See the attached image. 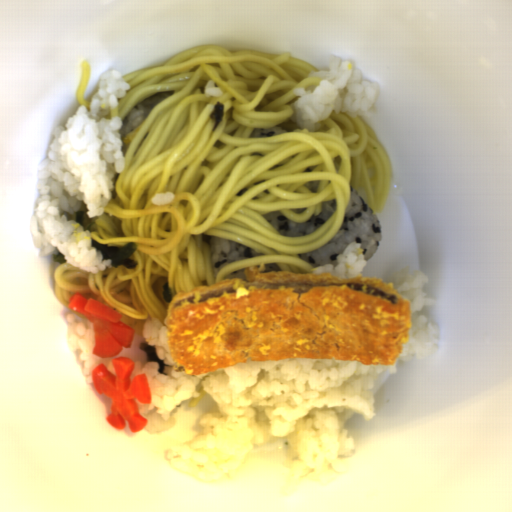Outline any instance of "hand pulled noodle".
I'll list each match as a JSON object with an SVG mask.
<instances>
[{"label":"hand pulled noodle","mask_w":512,"mask_h":512,"mask_svg":"<svg viewBox=\"0 0 512 512\" xmlns=\"http://www.w3.org/2000/svg\"><path fill=\"white\" fill-rule=\"evenodd\" d=\"M321 71L291 51H231L220 45L186 49L162 64L123 76L130 88L108 113L121 122L156 92L155 103L123 139L124 168L99 217L84 231L109 247L135 242L123 265L81 271L65 259L54 273L59 303L75 293L122 315L141 335L146 321L166 326L172 297L218 280H245L244 269L313 273L300 254L320 249L339 231L354 189L382 211L390 194L391 169L377 133L363 116L332 112L315 131L293 120L299 87L314 89ZM281 126L286 133L250 137L254 129ZM336 210L312 235L283 236L264 217L281 211L293 221L316 216L323 200ZM247 246L256 256L212 272L211 236ZM91 321V320H90Z\"/></svg>","instance_id":"hand-pulled-noodle-1"},{"label":"hand pulled noodle","mask_w":512,"mask_h":512,"mask_svg":"<svg viewBox=\"0 0 512 512\" xmlns=\"http://www.w3.org/2000/svg\"><path fill=\"white\" fill-rule=\"evenodd\" d=\"M81 65H82V74H81V78L78 82L76 94H77V99H78V103H79L80 107L85 106L86 109H89L91 106V102L86 101V99L84 97V92H85V89L88 86L89 81H90L91 69H90V64H89L88 60H82Z\"/></svg>","instance_id":"hand-pulled-noodle-2"}]
</instances>
